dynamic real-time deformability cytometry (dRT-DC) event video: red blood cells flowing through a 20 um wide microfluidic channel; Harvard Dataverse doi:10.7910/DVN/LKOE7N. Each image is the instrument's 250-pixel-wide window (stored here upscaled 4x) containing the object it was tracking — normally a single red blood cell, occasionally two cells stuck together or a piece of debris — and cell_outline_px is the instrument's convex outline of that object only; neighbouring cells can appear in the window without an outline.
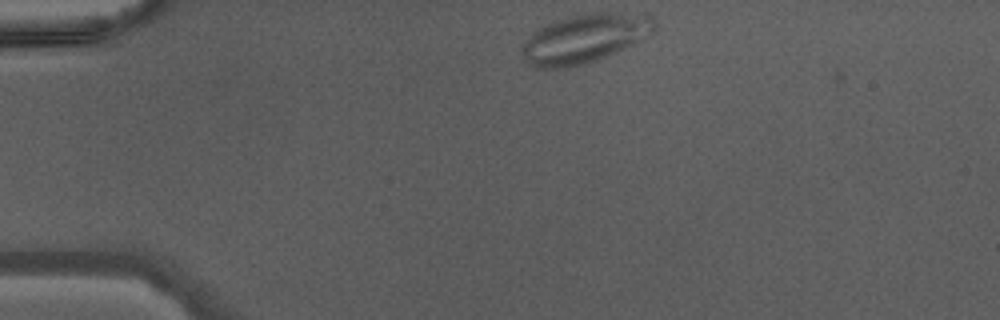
{"species": "Egyptian fruit bat (a non-hibernating species)", "species_latin": "Rousettus aegyptiacus", "temperature_condition": "warm", "stored_images_in_passage": 37, "camera_frame_rate_fps": 3000, "um_per_image_px": 0.085, "animal": {"sex": "male"}, "frame": {"image": 1, "passage_image": 1, "time_ms": 0.0, "image_size_px": [1000, 320], "cell_outline_px": [[656, 28], [652, 32], [632, 44], [616, 52], [596, 60], [584, 64], [556, 68], [536, 68], [528, 64], [520, 52], [524, 44], [532, 32], [556, 20], [568, 16], [588, 12], [608, 12], [652, 16], [656, 20]], "centroid_in_image_um": [49.68, 3.26], "position_along_channel_um": 35.3, "area_um2": 37.34}}
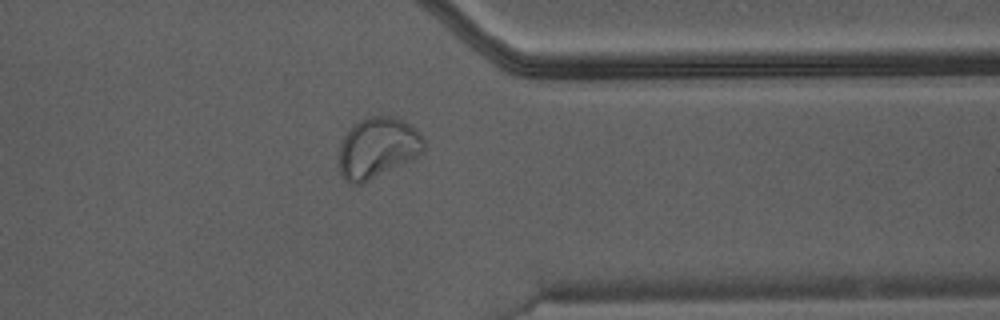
{"frame": {"image": 2, "passage_image": 28, "time_ms": 9.0, "image_size_px": [1000, 320], "cell_outline_px": [[424, 152], [360, 184], [352, 184], [340, 172], [340, 144], [344, 136], [364, 116], [396, 116], [416, 128], [424, 140]], "centroid_in_image_um": [32.11, 12.51], "position_along_channel_um": 379.3, "area_um2": 29.3}}
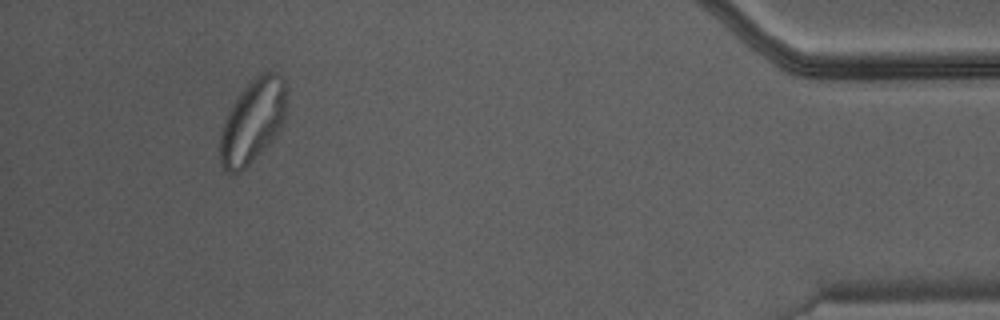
{"frame": {"image": 3, "passage_image": 34, "time_ms": 11.0, "image_size_px": [1000, 320], "cell_outline_px": [[284, 116], [280, 128], [276, 136], [236, 176], [228, 176], [220, 160], [220, 132], [224, 120], [232, 104], [240, 92], [256, 76], [268, 68], [280, 72], [284, 80]], "centroid_in_image_um": [21.44, 10.3], "position_along_channel_um": 413.8, "area_um2": 32.31}}